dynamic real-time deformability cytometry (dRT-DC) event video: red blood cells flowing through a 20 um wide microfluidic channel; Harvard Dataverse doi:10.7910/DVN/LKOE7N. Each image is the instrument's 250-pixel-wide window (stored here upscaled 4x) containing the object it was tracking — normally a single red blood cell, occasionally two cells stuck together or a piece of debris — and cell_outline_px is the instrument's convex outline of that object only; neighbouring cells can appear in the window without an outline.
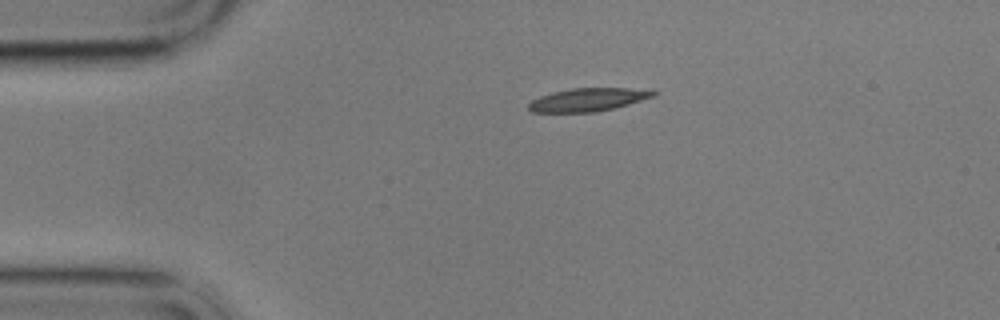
{"species": "common noctule bat (a hibernating species)", "species_latin": "Nyctalus noctula", "temperature_condition": "cold", "stored_images_in_passage": 47, "camera_frame_rate_fps": 3000, "um_per_image_px": 0.085, "animal": {"sex": "male", "body_mass_g": 17.9}, "frame": {"image": 1, "passage_image": 1, "time_ms": 0.0, "image_size_px": [1000, 320], "cell_outline_px": [[660, 92], [656, 96], [628, 104], [596, 112], [532, 112], [528, 108], [528, 104], [532, 100], [540, 96], [552, 92], [572, 88], [628, 88]], "centroid_in_image_um": [49.97, 8.47], "position_along_channel_um": 35.0, "area_um2": 16.7}}
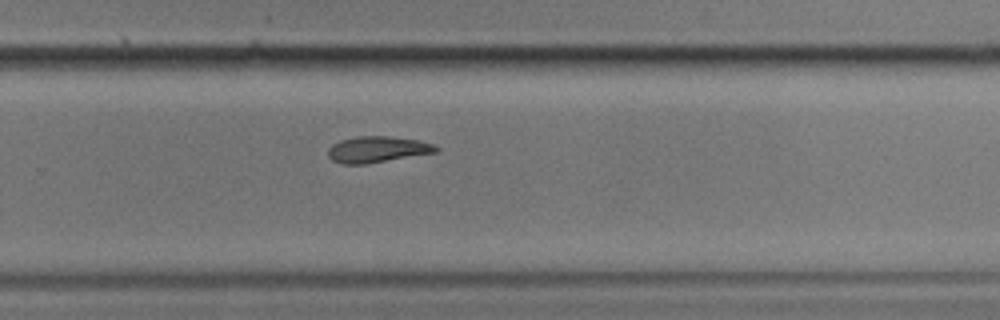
{"frame": {"image": 2, "passage_image": 27, "time_ms": 8.667, "image_size_px": [1000, 320], "cell_outline_px": [[440, 148], [436, 152], [364, 164], [340, 164], [332, 160], [328, 156], [328, 148], [332, 144], [340, 140], [356, 136], [388, 136], [416, 140], [432, 144]], "centroid_in_image_um": [32.01, 12.7], "position_along_channel_um": 297.8, "area_um2": 16.3}}
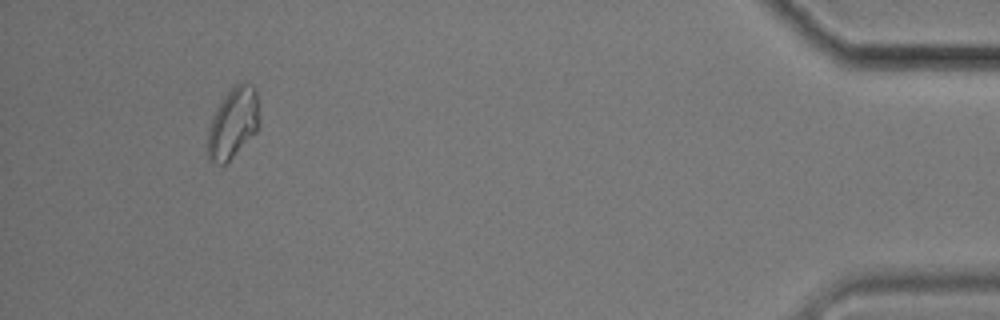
{"frame": {"image": 3, "passage_image": 43, "time_ms": 14.0, "image_size_px": [1000, 320], "cell_outline_px": [[256, 132], [224, 164], [216, 164], [208, 160], [208, 128], [212, 116], [224, 96], [236, 84], [244, 80], [252, 84], [256, 88]], "centroid_in_image_um": [19.76, 10.44], "position_along_channel_um": 415.4, "area_um2": 20.58}}